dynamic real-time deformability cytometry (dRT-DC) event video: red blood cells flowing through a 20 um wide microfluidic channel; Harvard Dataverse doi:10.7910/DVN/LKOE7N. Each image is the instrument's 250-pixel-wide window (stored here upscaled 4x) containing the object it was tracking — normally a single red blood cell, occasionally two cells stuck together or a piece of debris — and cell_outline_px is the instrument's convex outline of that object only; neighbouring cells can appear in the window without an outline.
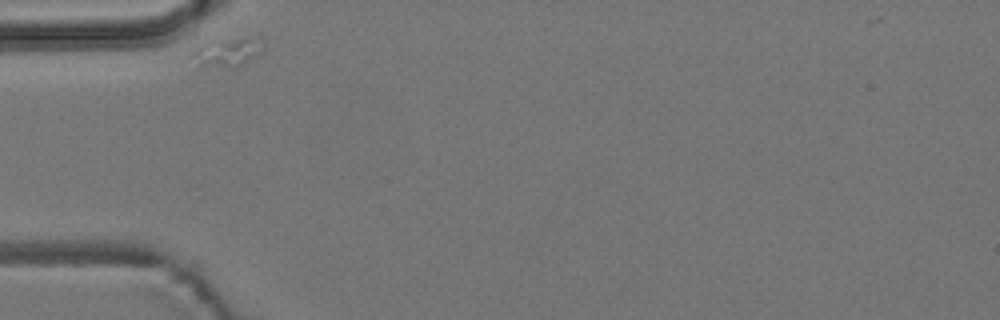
{"species": "common noctule bat (a hibernating species)", "species_latin": "Nyctalus noctula", "temperature_condition": "room temperature", "stored_images_in_passage": 1, "camera_frame_rate_fps": 3000, "um_per_image_px": 0.085, "animal": {"sex": "male", "body_mass_g": 19.2, "forearm_length_mm": 51.8}, "frame": {"image": 1, "passage_image": 1, "time_ms": 0.0, "image_size_px": [1000, 320], "cell_outline_px": [[264, 44], [260, 52], [240, 64], [200, 64], [192, 52], [200, 44], [212, 40], [252, 36], [260, 36]], "centroid_in_image_um": [19.42, 4.29], "position_along_channel_um": 65.6, "area_um2": 10.98}}